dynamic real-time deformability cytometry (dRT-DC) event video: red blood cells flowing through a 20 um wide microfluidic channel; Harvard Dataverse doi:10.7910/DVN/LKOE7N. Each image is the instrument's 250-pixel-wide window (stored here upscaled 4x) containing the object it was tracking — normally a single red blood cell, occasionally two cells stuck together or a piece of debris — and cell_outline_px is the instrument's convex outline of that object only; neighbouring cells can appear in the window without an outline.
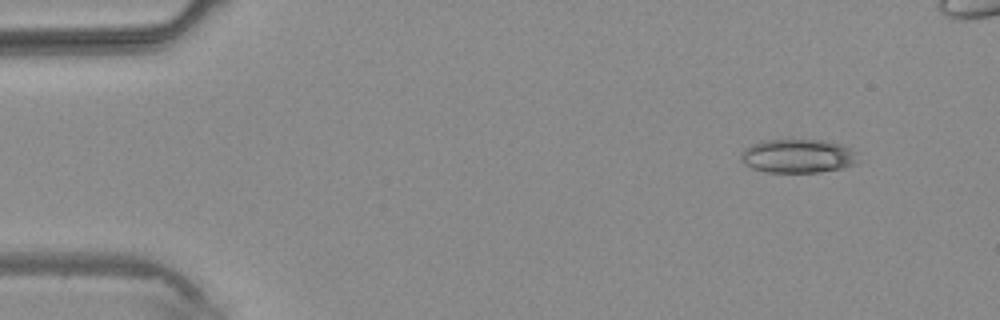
{"species": "common noctule bat (a hibernating species)", "species_latin": "Nyctalus noctula", "temperature_condition": "warm", "stored_images_in_passage": 4, "camera_frame_rate_fps": 3000, "um_per_image_px": 0.085, "animal": {"sex": "male", "body_mass_g": 20.4}, "frame": {"image": 1, "passage_image": 1, "time_ms": 0.0, "image_size_px": [1000, 320], "cell_outline_px": [[856, 164], [840, 168], [820, 172], [768, 172], [752, 168], [744, 164], [740, 160], [740, 152], [744, 148], [760, 140], [820, 140], [840, 144], [848, 148], [852, 152]], "centroid_in_image_um": [67.7, 13.26], "position_along_channel_um": 17.3, "area_um2": 22.77}}